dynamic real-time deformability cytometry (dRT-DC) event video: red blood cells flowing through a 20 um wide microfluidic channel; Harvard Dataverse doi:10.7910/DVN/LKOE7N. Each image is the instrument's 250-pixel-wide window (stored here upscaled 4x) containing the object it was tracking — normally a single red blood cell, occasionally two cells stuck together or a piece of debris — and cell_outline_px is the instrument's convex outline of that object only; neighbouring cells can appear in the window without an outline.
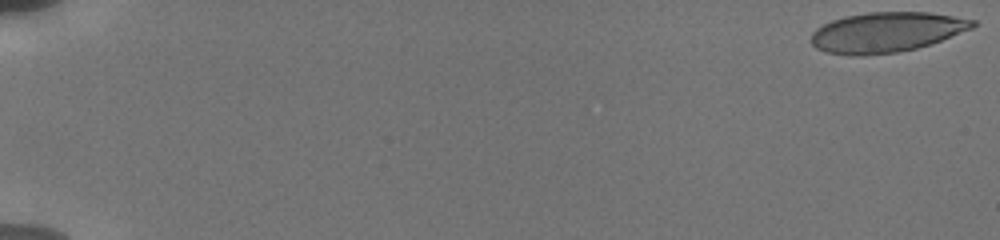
{"species": "human", "species_latin": "Homo sapiens", "temperature_condition": "cold", "stored_images_in_passage": 25, "camera_frame_rate_fps": 3000, "um_per_image_px": 0.085, "donor": {"sex": "male"}, "frame": {"image": 1, "passage_image": 1, "time_ms": 0.0, "image_size_px": [1000, 240], "cell_outline_px": [[976, 24], [972, 28], [940, 40], [916, 48], [896, 52], [860, 56], [852, 56], [828, 52], [816, 48], [812, 44], [812, 32], [816, 28], [832, 20], [844, 16], [868, 12], [928, 12], [976, 20]], "centroid_in_image_um": [75.31, 2.73], "position_along_channel_um": 9.7, "area_um2": 37.4}}
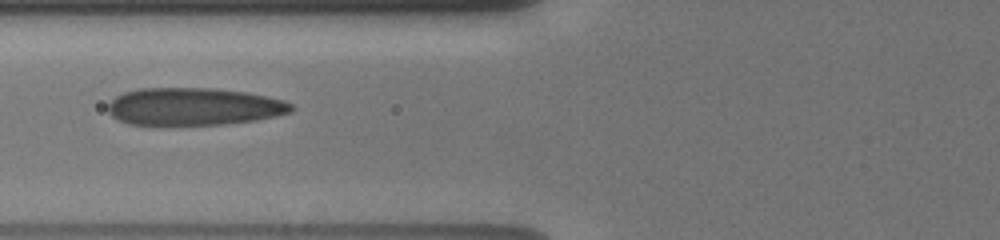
{"frame": {"image": 2, "passage_image": 21, "time_ms": 7.667, "image_size_px": [1000, 240], "cell_outline_px": [[296, 108], [292, 112], [276, 116], [256, 120], [224, 124], [128, 124], [112, 116], [108, 112], [108, 104], [116, 96], [124, 92], [140, 88], [216, 88], [244, 92], [268, 96], [284, 100], [292, 104]], "centroid_in_image_um": [16.51, 9.05], "position_along_channel_um": 109.3, "area_um2": 40.06}}
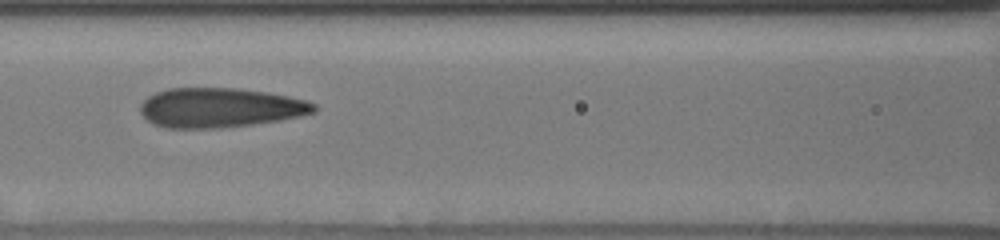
{"frame": {"image": 3, "passage_image": 24, "time_ms": 8.667, "image_size_px": [1000, 240], "cell_outline_px": [[316, 112], [300, 116], [280, 120], [252, 124], [220, 128], [168, 128], [152, 124], [140, 112], [140, 104], [148, 96], [156, 92], [168, 88], [236, 88], [268, 92], [288, 96], [304, 100], [316, 104]], "centroid_in_image_um": [18.69, 9.15], "position_along_channel_um": 147.9, "area_um2": 40.11}}